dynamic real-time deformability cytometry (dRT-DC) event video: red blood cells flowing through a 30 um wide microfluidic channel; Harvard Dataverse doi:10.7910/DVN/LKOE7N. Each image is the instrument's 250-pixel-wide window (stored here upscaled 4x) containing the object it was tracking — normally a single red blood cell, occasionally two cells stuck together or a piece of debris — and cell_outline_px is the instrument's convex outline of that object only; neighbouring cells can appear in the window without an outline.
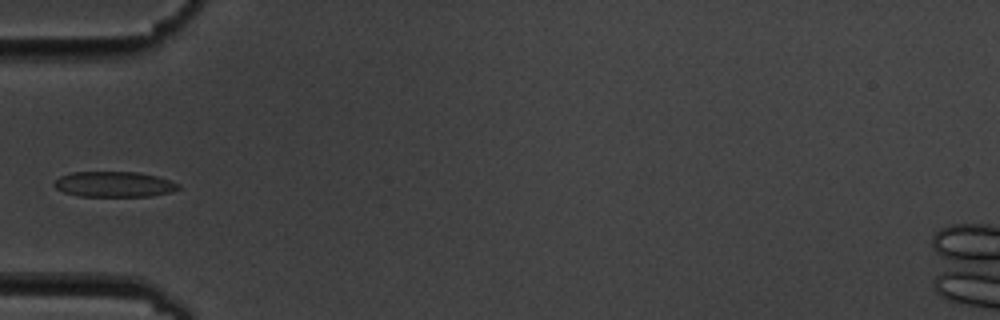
{"species": "common noctule bat (a hibernating species)", "species_latin": "Nyctalus noctula", "temperature_condition": "cold", "stored_images_in_passage": 3, "camera_frame_rate_fps": 3000, "um_per_image_px": 0.085, "animal": {"sex": "male", "body_mass_g": 19.5, "forearm_length_mm": 54.6}, "frame": {"image": 1, "passage_image": 3, "time_ms": 2.333, "image_size_px": [1000, 320], "cell_outline_px": [[180, 188], [172, 192], [148, 196], [80, 196], [64, 192], [56, 188], [52, 184], [60, 176], [72, 172], [136, 172], [156, 176], [180, 184]], "centroid_in_image_um": [9.69, 15.66], "position_along_channel_um": 75.3, "area_um2": 18.32}}